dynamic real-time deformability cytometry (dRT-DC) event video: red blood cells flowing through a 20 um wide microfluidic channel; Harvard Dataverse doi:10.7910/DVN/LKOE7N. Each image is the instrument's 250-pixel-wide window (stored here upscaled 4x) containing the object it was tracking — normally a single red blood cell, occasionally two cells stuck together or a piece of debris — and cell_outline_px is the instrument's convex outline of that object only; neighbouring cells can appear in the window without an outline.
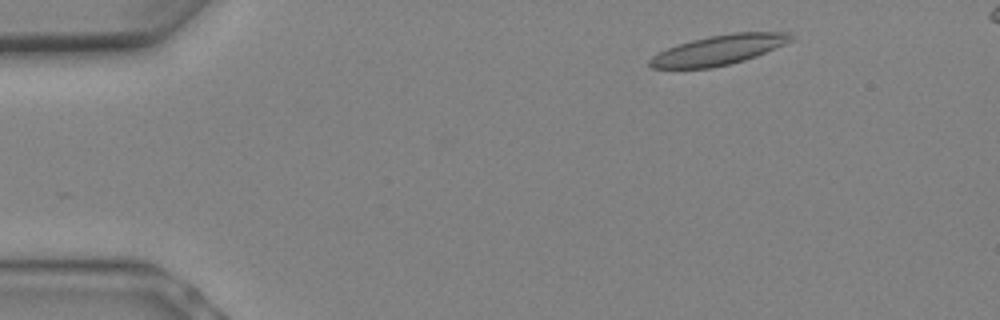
{"species": "Egyptian fruit bat (a non-hibernating species)", "species_latin": "Rousettus aegyptiacus", "temperature_condition": "warm", "stored_images_in_passage": 6, "camera_frame_rate_fps": 3000, "um_per_image_px": 0.085, "animal": {"sex": "female"}, "frame": {"image": 1, "passage_image": 1, "time_ms": 0.0, "image_size_px": [1000, 320], "cell_outline_px": [[792, 40], [784, 44], [756, 56], [732, 64], [712, 68], [652, 68], [648, 64], [648, 60], [652, 56], [668, 48], [692, 40], [708, 36], [732, 32], [788, 32], [792, 36]], "centroid_in_image_um": [61.08, 4.25], "position_along_channel_um": 23.9, "area_um2": 24.33}}
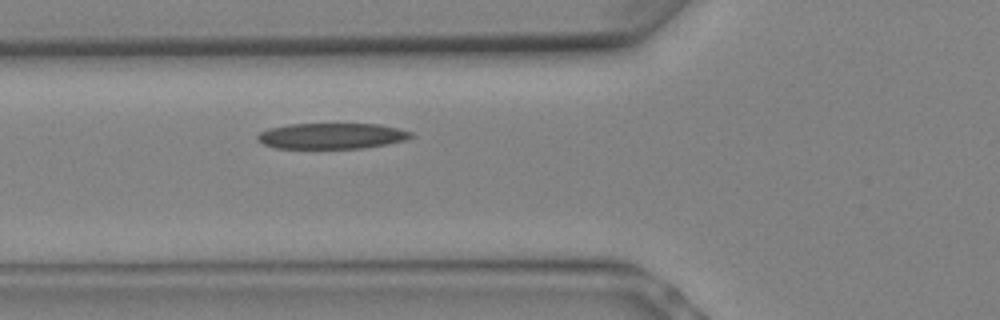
{"frame": {"image": 2, "passage_image": 6, "time_ms": 1.667, "image_size_px": [1000, 320], "cell_outline_px": [[412, 136], [404, 140], [364, 148], [276, 148], [264, 144], [256, 140], [256, 136], [260, 132], [268, 128], [288, 124], [380, 124], [412, 132]], "centroid_in_image_um": [28.13, 11.55], "position_along_channel_um": 97.7, "area_um2": 22.95}}